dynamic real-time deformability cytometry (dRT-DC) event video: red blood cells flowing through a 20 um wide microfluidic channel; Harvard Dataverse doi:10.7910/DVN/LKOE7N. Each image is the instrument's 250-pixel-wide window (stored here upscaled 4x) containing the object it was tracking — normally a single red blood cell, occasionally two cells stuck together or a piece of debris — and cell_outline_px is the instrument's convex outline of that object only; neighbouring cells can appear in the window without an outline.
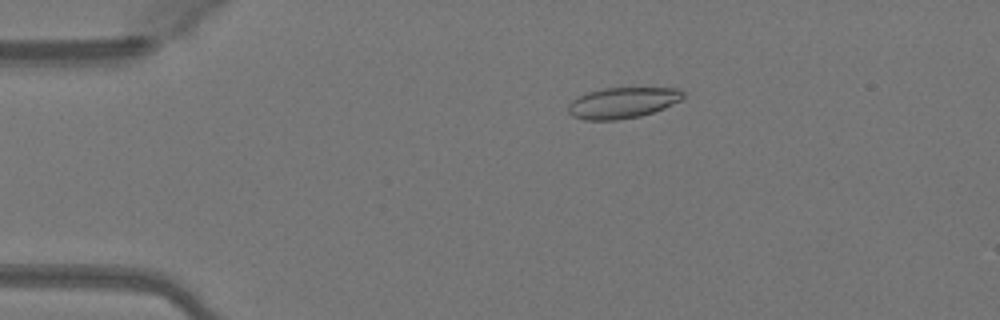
{"species": "Egyptian fruit bat (a non-hibernating species)", "species_latin": "Rousettus aegyptiacus", "temperature_condition": "warm", "stored_images_in_passage": 48, "camera_frame_rate_fps": 3000, "um_per_image_px": 0.085, "animal": {"sex": "female"}, "frame": {"image": 1, "passage_image": 8, "time_ms": 2.333, "image_size_px": [1000, 320], "cell_outline_px": [[684, 96], [680, 100], [664, 108], [640, 116], [616, 120], [584, 120], [572, 116], [568, 112], [568, 104], [572, 100], [588, 92], [604, 88], [680, 88], [684, 92]], "centroid_in_image_um": [52.91, 8.74], "position_along_channel_um": 32.1, "area_um2": 20.63}}
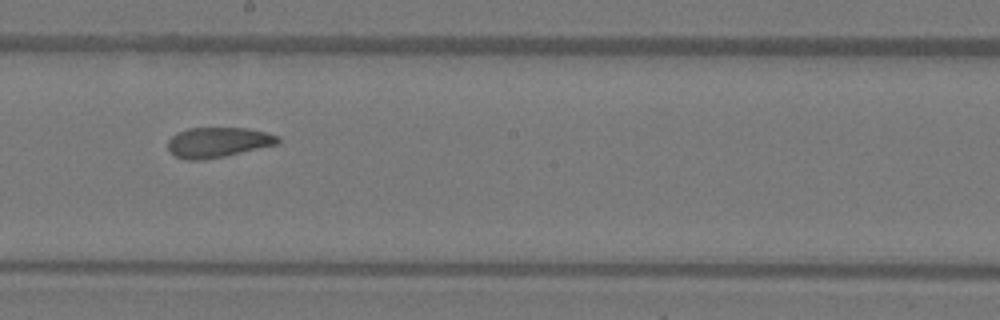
{"frame": {"image": 2, "passage_image": 26, "time_ms": 8.333, "image_size_px": [1000, 320], "cell_outline_px": [[280, 140], [276, 144], [224, 156], [200, 160], [188, 160], [176, 156], [168, 148], [168, 140], [176, 132], [188, 128], [248, 128], [280, 136]], "centroid_in_image_um": [18.5, 12.08], "position_along_channel_um": 229.7, "area_um2": 19.07}}
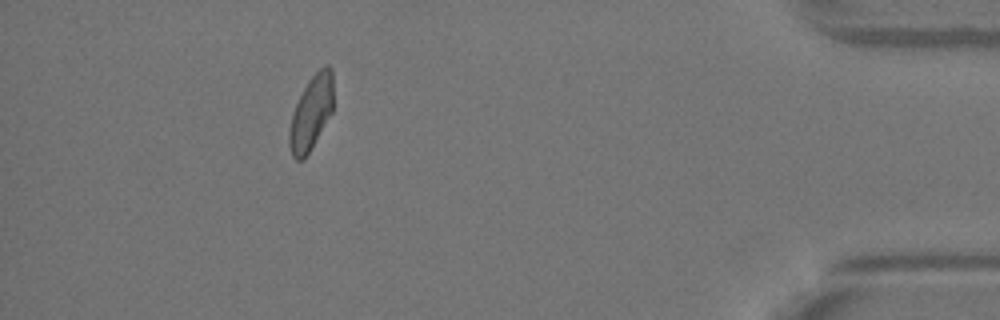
{"frame": {"image": 3, "passage_image": 43, "time_ms": 14.0, "image_size_px": [1000, 320], "cell_outline_px": [[332, 112], [304, 160], [296, 160], [292, 156], [288, 144], [288, 132], [292, 112], [308, 80], [324, 64], [328, 64], [332, 68]], "centroid_in_image_um": [26.42, 9.59], "position_along_channel_um": 408.8, "area_um2": 18.96}, "authors_computed_cell_mechanics": {"area_um2": 20.0855, "velocity_mm_per_s": 4.1125, "shape_relaxation_time_tau1_ms": null, "shape_relaxation_time_tau2_ms": 2.9372, "deformation_change_tau1": null, "deformation_change_tau2": 0.0855}}